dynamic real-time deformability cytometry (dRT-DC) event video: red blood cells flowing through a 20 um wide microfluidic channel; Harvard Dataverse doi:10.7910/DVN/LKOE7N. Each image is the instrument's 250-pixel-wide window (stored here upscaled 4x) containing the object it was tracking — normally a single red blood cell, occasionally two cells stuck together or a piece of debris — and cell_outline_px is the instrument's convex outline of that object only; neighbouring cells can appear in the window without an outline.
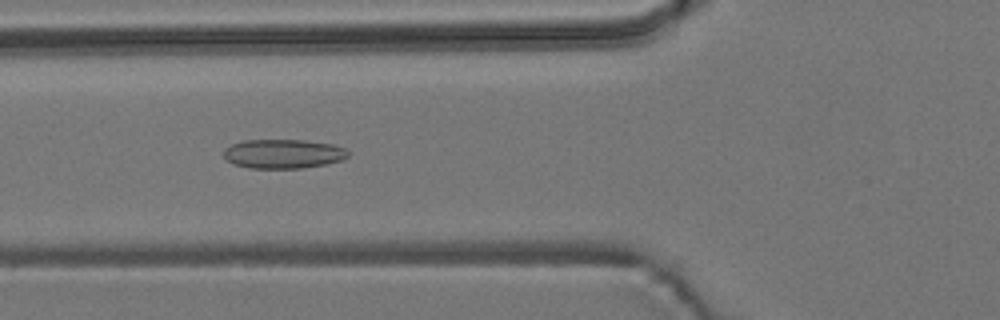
{"species": "common noctule bat (a hibernating species)", "species_latin": "Nyctalus noctula", "temperature_condition": "room temperature", "stored_images_in_passage": 55, "camera_frame_rate_fps": 3000, "um_per_image_px": 0.085, "animal": {"sex": "male", "body_mass_g": 19.2, "forearm_length_mm": 51.8}, "frame": {"image": 1, "passage_image": 20, "time_ms": 6.333, "image_size_px": [1000, 320], "cell_outline_px": [[348, 156], [344, 160], [328, 164], [300, 168], [248, 168], [232, 164], [224, 156], [224, 148], [232, 144], [244, 140], [304, 140], [332, 144], [344, 148], [348, 152]], "centroid_in_image_um": [24.08, 13.08], "position_along_channel_um": 101.7, "area_um2": 21.27}}
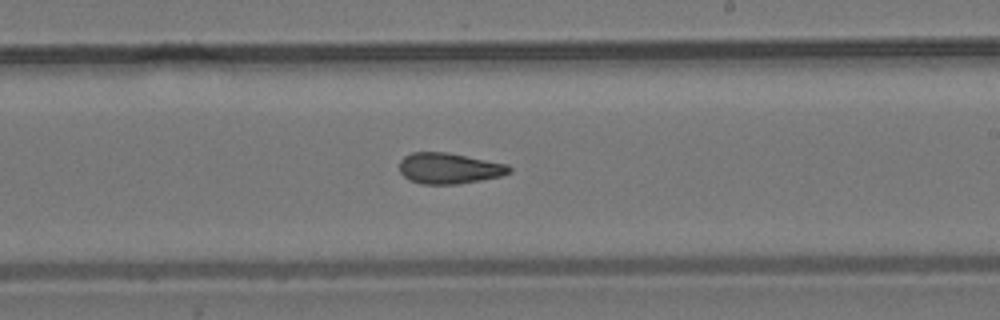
{"frame": {"image": 2, "passage_image": 32, "time_ms": 10.333, "image_size_px": [1000, 320], "cell_outline_px": [[512, 172], [500, 176], [480, 180], [456, 184], [424, 184], [408, 180], [400, 172], [400, 160], [404, 156], [412, 152], [448, 152], [508, 164], [512, 168]], "centroid_in_image_um": [38.18, 14.3], "position_along_channel_um": 250.8, "area_um2": 19.83}}
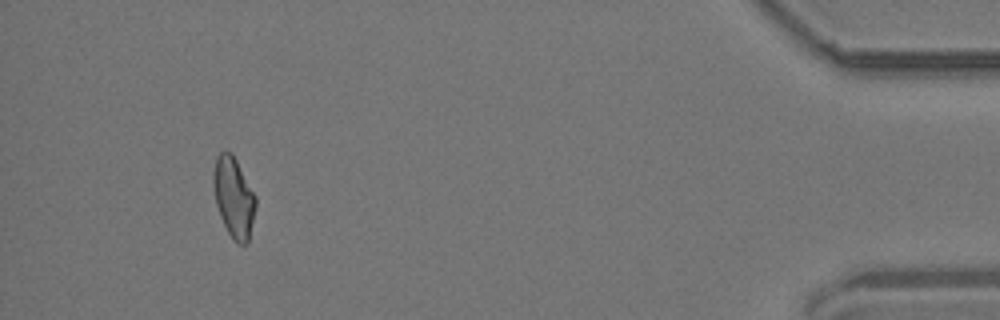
{"frame": {"image": 3, "passage_image": 51, "time_ms": 16.667, "image_size_px": [1000, 320], "cell_outline_px": [[256, 204], [248, 244], [240, 244], [232, 240], [220, 216], [216, 204], [212, 184], [212, 172], [216, 156], [220, 152], [232, 152], [256, 196]], "centroid_in_image_um": [19.85, 16.76], "position_along_channel_um": 415.4, "area_um2": 19.94}, "authors_computed_cell_mechanics": {"area_um2": 20.0566, "velocity_mm_per_s": 3.7188, "shape_relaxation_time_tau1_ms": null, "shape_relaxation_time_tau2_ms": 3.1382, "deformation_change_tau1": null, "deformation_change_tau2": 0.1094}}